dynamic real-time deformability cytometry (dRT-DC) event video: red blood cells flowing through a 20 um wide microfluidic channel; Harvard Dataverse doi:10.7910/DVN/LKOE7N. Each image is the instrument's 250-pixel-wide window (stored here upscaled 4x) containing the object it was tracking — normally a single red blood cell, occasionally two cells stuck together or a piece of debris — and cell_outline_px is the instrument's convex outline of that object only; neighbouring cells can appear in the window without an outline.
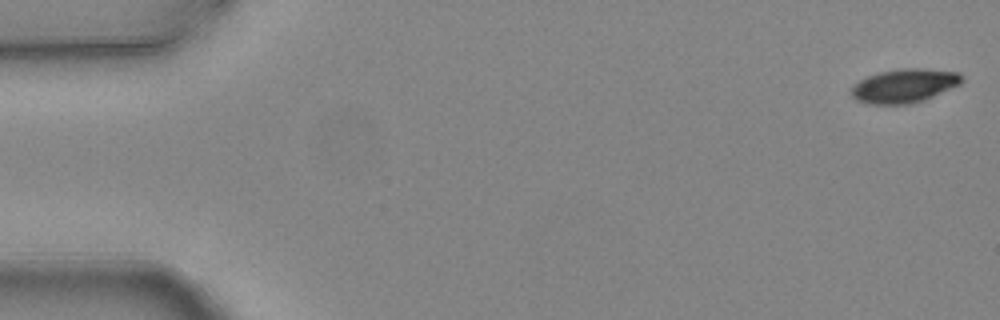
{"species": "common noctule bat (a hibernating species)", "species_latin": "Nyctalus noctula", "temperature_condition": "warm", "stored_images_in_passage": 7, "camera_frame_rate_fps": 3000, "um_per_image_px": 0.085, "animal": {"sex": "female", "body_mass_g": 24.6, "forearm_length_mm": 56.2}, "frame": {"image": 1, "passage_image": 1, "time_ms": 0.0, "image_size_px": [1000, 320], "cell_outline_px": [[964, 80], [960, 84], [924, 100], [912, 104], [868, 104], [856, 100], [852, 96], [852, 84], [868, 76], [880, 72], [900, 68], [920, 68], [960, 72], [964, 76]], "centroid_in_image_um": [76.88, 7.29], "position_along_channel_um": 8.1, "area_um2": 21.91}}
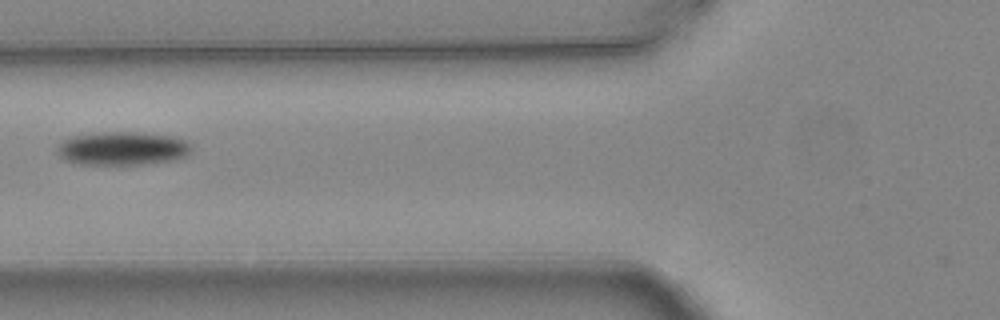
{"frame": {"image": 2, "passage_image": 6, "time_ms": 1.667, "image_size_px": [1000, 320], "cell_outline_px": [[192, 152], [188, 156], [172, 160], [140, 164], [80, 164], [64, 160], [56, 152], [56, 144], [72, 136], [96, 132], [136, 132], [172, 136], [188, 140], [192, 144]], "centroid_in_image_um": [10.42, 12.61], "position_along_channel_um": 115.4, "area_um2": 26.53}}
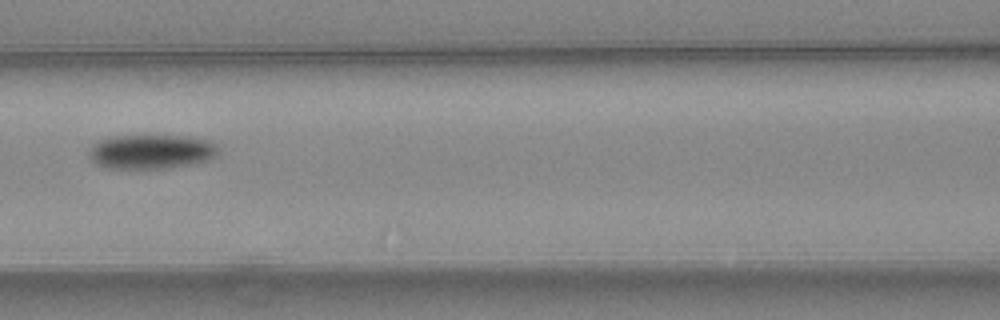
{"frame": {"image": 3, "passage_image": 7, "time_ms": 2.0, "image_size_px": [1000, 320], "cell_outline_px": [[216, 152], [208, 160], [192, 164], [168, 168], [108, 168], [96, 164], [88, 156], [88, 148], [92, 144], [100, 140], [112, 136], [192, 136], [208, 140], [216, 144]], "centroid_in_image_um": [12.8, 12.88], "position_along_channel_um": 153.8, "area_um2": 25.84}}